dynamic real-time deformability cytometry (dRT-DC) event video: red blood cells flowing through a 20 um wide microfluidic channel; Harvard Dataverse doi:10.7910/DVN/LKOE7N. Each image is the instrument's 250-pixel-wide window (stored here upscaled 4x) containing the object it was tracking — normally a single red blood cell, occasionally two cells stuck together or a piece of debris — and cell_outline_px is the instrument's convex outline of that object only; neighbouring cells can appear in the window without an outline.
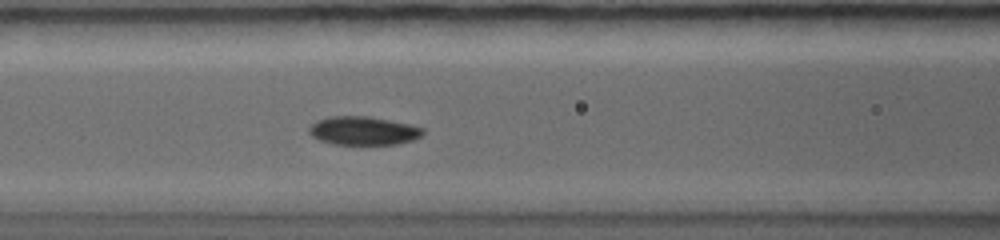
{"species": "common noctule bat (a hibernating species)", "species_latin": "Nyctalus noctula", "temperature_condition": "warm", "stored_images_in_passage": 40, "camera_frame_rate_fps": 5000, "um_per_image_px": 0.085, "animal": {"sex": "female", "body_mass_g": 19.0, "forearm_length_mm": 56.7}, "frame": {"image": 1, "passage_image": 23, "time_ms": 3.4, "image_size_px": [1000, 240], "cell_outline_px": [[424, 132], [420, 136], [412, 140], [396, 144], [332, 144], [320, 140], [312, 136], [308, 132], [308, 128], [316, 120], [328, 116], [368, 116], [412, 124], [424, 128]], "centroid_in_image_um": [30.87, 11.1], "position_along_channel_um": 135.7, "area_um2": 19.02}}
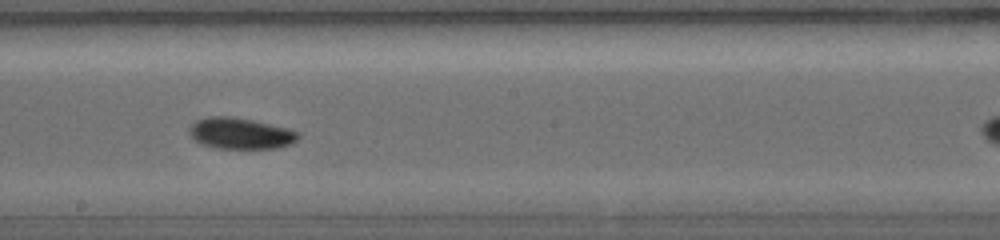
{"frame": {"image": 2, "passage_image": 34, "time_ms": 5.2, "image_size_px": [1000, 240], "cell_outline_px": [[300, 136], [292, 144], [276, 148], [216, 148], [200, 144], [188, 132], [188, 128], [196, 120], [208, 116], [232, 116], [252, 120], [288, 128], [300, 132]], "centroid_in_image_um": [20.44, 11.33], "position_along_channel_um": 227.8, "area_um2": 19.88}}